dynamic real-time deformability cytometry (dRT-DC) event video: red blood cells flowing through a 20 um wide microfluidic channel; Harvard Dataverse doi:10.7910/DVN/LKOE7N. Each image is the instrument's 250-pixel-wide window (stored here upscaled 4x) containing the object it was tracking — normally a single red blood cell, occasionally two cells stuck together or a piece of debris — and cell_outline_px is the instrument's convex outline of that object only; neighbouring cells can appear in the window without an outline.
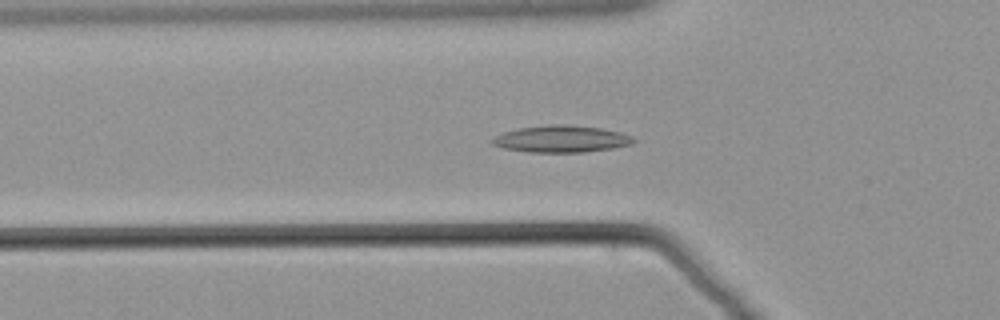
{"species": "common noctule bat (a hibernating species)", "species_latin": "Nyctalus noctula", "temperature_condition": "warm", "stored_images_in_passage": 58, "camera_frame_rate_fps": 3000, "um_per_image_px": 0.085, "animal": {"sex": "male", "body_mass_g": 21.5, "forearm_length_mm": 52.0}, "frame": {"image": 1, "passage_image": 20, "time_ms": 6.333, "image_size_px": [1000, 320], "cell_outline_px": [[640, 140], [632, 144], [612, 148], [584, 152], [528, 152], [504, 148], [492, 144], [492, 140], [496, 136], [504, 132], [520, 128], [552, 124], [564, 124], [600, 128], [620, 132], [632, 136]], "centroid_in_image_um": [47.77, 11.81], "position_along_channel_um": 78.0, "area_um2": 22.02}}
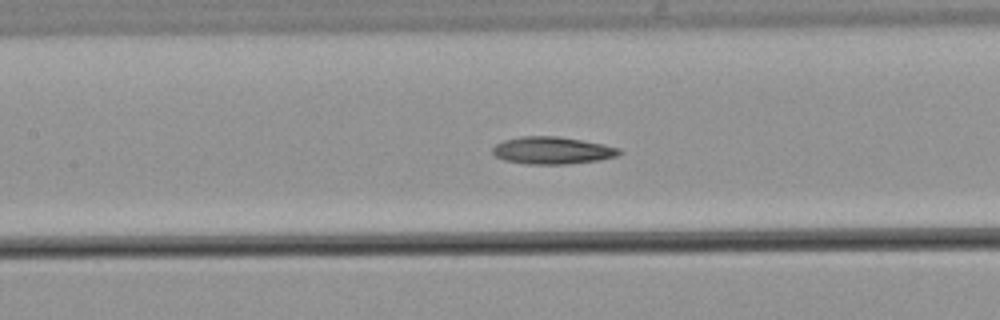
{"frame": {"image": 2, "passage_image": 27, "time_ms": 8.667, "image_size_px": [1000, 320], "cell_outline_px": [[624, 152], [616, 156], [600, 160], [568, 164], [524, 164], [504, 160], [496, 156], [492, 152], [492, 148], [496, 144], [504, 140], [524, 136], [556, 136], [604, 144], [620, 148]], "centroid_in_image_um": [46.96, 12.79], "position_along_channel_um": 160.4, "area_um2": 20.17}}
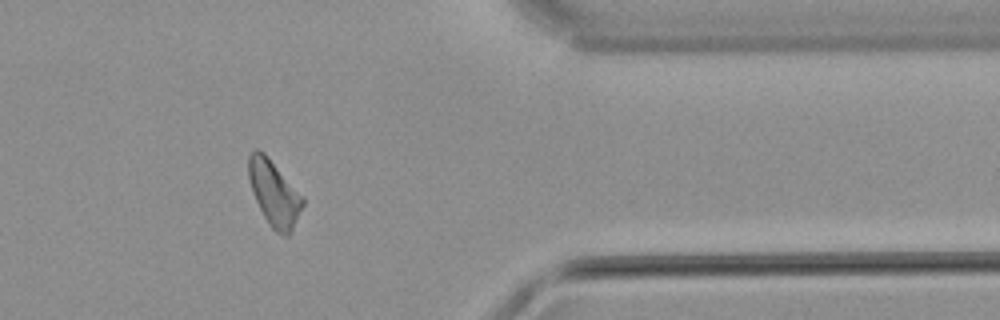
{"frame": {"image": 3, "passage_image": 48, "time_ms": 15.667, "image_size_px": [1000, 320], "cell_outline_px": [[304, 204], [288, 236], [284, 236], [276, 232], [268, 224], [252, 192], [248, 176], [248, 156], [256, 148], [264, 152], [304, 196]], "centroid_in_image_um": [23.3, 16.4], "position_along_channel_um": 388.1, "area_um2": 20.58}}